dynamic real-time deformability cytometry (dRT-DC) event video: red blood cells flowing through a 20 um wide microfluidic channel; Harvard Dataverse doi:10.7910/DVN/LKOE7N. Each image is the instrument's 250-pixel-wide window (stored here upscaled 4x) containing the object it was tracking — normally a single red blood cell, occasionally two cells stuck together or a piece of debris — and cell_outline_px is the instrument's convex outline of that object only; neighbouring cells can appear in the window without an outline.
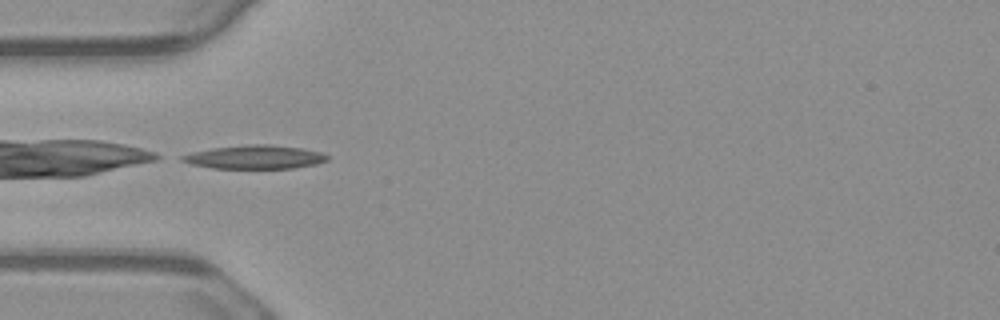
{"species": "common noctule bat (a hibernating species)", "species_latin": "Nyctalus noctula", "temperature_condition": "warm", "stored_images_in_passage": 6, "camera_frame_rate_fps": 3000, "um_per_image_px": 0.085, "animal": {"sex": "male", "body_mass_g": 23.1, "forearm_length_mm": 52.7}, "frame": {"image": 1, "passage_image": 5, "time_ms": 1.333, "image_size_px": [1000, 320], "cell_outline_px": [[328, 160], [316, 164], [292, 168], [212, 168], [192, 164], [180, 160], [180, 156], [192, 152], [212, 148], [248, 144], [268, 144], [304, 148], [320, 152], [328, 156]], "centroid_in_image_um": [21.66, 13.34], "position_along_channel_um": 63.3, "area_um2": 19.94}}
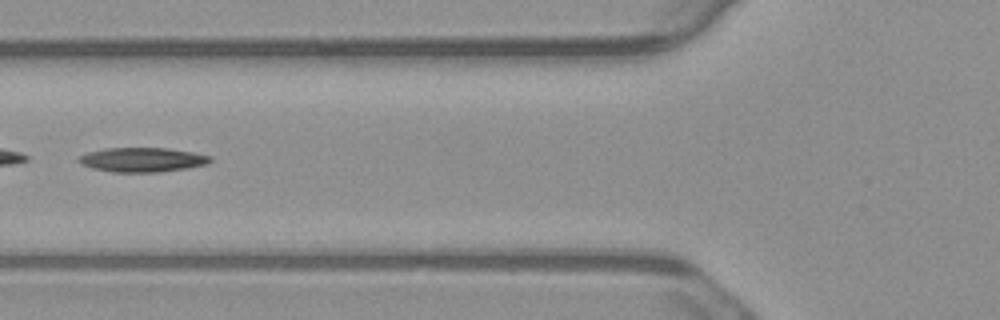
{"frame": {"image": 2, "passage_image": 6, "time_ms": 1.667, "image_size_px": [1000, 320], "cell_outline_px": [[212, 160], [208, 164], [188, 168], [160, 172], [112, 172], [92, 168], [80, 164], [76, 160], [76, 156], [88, 152], [108, 148], [168, 148], [192, 152], [212, 156]], "centroid_in_image_um": [12.08, 13.58], "position_along_channel_um": 113.7, "area_um2": 18.9}}